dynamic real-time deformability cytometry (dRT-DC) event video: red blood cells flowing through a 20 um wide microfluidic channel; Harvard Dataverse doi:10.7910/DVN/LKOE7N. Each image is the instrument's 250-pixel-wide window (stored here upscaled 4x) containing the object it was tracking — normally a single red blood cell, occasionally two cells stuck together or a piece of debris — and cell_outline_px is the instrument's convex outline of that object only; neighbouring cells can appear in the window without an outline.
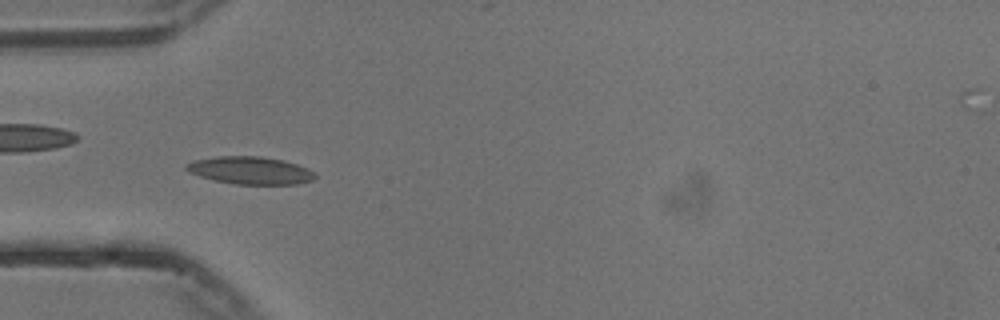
{"species": "common noctule bat (a hibernating species)", "species_latin": "Nyctalus noctula", "temperature_condition": "cold", "stored_images_in_passage": 55, "camera_frame_rate_fps": 3000, "um_per_image_px": 0.085, "animal": {"sex": "male", "body_mass_g": 13.3}, "frame": {"image": 1, "passage_image": 17, "time_ms": 5.333, "image_size_px": [1000, 320], "cell_outline_px": [[316, 176], [312, 180], [296, 184], [236, 184], [212, 180], [188, 172], [184, 168], [184, 164], [196, 160], [220, 156], [260, 156], [284, 160], [308, 168]], "centroid_in_image_um": [21.24, 14.48], "position_along_channel_um": 63.8, "area_um2": 20.63}}
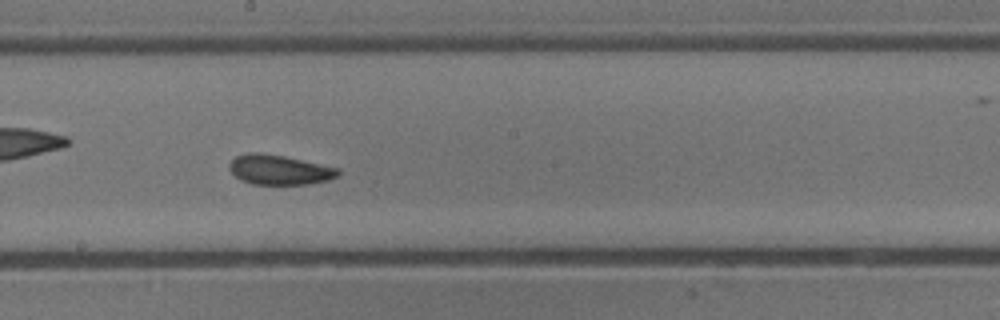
{"frame": {"image": 2, "passage_image": 30, "time_ms": 9.667, "image_size_px": [1000, 320], "cell_outline_px": [[340, 176], [328, 180], [308, 184], [252, 184], [240, 180], [228, 168], [228, 164], [236, 156], [248, 152], [260, 152], [284, 156], [340, 168]], "centroid_in_image_um": [23.75, 14.43], "position_along_channel_um": 224.4, "area_um2": 19.02}}
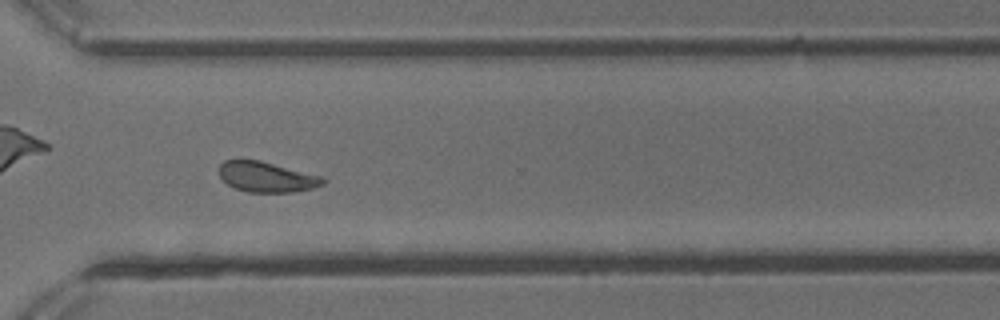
{"frame": {"image": 3, "passage_image": 40, "time_ms": 13.0, "image_size_px": [1000, 320], "cell_outline_px": [[328, 180], [324, 184], [312, 188], [292, 192], [248, 192], [236, 188], [228, 184], [220, 176], [220, 164], [224, 160], [260, 160], [320, 176]], "centroid_in_image_um": [22.67, 15.04], "position_along_channel_um": 347.9, "area_um2": 18.09}, "authors_computed_cell_mechanics": {"area_um2": 19.0162, "velocity_mm_per_s": 3.725, "shape_relaxation_time_tau1_ms": 4.3283, "shape_relaxation_time_tau2_ms": 1.8411, "deformation_change_tau1": 0.0852, "deformation_change_tau2": 0.0735}}